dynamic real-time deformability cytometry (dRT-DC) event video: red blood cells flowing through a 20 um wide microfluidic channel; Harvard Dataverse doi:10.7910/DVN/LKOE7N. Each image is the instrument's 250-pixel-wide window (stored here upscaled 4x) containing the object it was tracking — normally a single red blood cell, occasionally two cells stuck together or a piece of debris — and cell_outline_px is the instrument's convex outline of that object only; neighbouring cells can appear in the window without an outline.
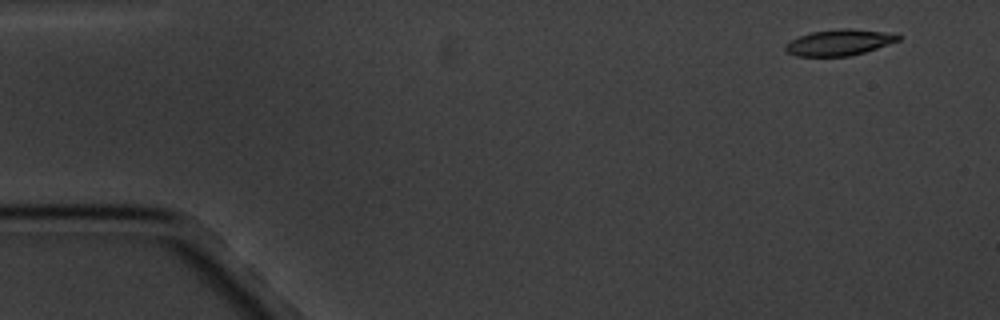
{"species": "common noctule bat (a hibernating species)", "species_latin": "Nyctalus noctula", "temperature_condition": "cold", "stored_images_in_passage": 5, "camera_frame_rate_fps": 3000, "um_per_image_px": 0.085, "animal": {"sex": "male", "body_mass_g": 20.1, "forearm_length_mm": 53.5}, "frame": {"image": 1, "passage_image": 1, "time_ms": 0.0, "image_size_px": [1000, 320], "cell_outline_px": [[900, 40], [864, 52], [848, 56], [796, 56], [788, 52], [784, 48], [784, 44], [800, 36], [812, 32], [840, 28], [848, 28], [900, 32]], "centroid_in_image_um": [71.4, 3.58], "position_along_channel_um": 13.6, "area_um2": 17.28}}
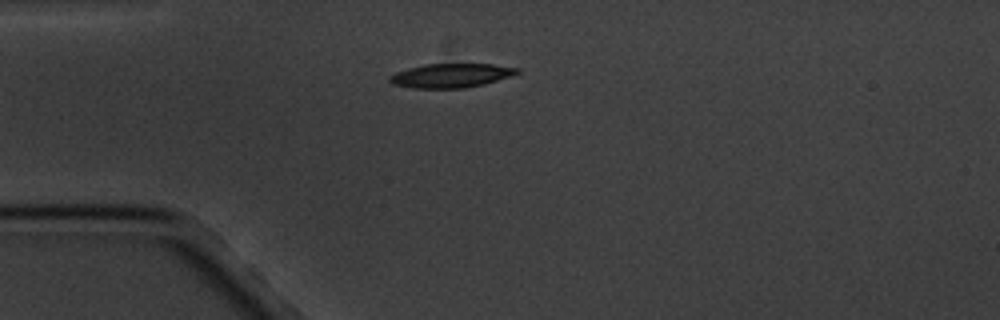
{"frame": {"image": 2, "passage_image": 4, "time_ms": 3.667, "image_size_px": [1000, 320], "cell_outline_px": [[520, 72], [484, 84], [464, 88], [412, 88], [392, 84], [388, 80], [388, 76], [396, 72], [408, 68], [424, 64], [492, 64], [520, 68]], "centroid_in_image_um": [38.28, 6.42], "position_along_channel_um": 46.7, "area_um2": 17.8}}
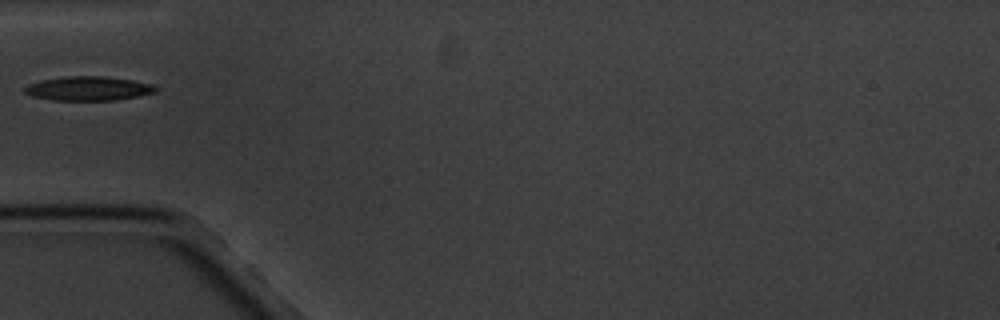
{"frame": {"image": 3, "passage_image": 5, "time_ms": 5.0, "image_size_px": [1000, 320], "cell_outline_px": [[160, 88], [156, 92], [116, 100], [52, 100], [32, 96], [24, 92], [24, 88], [28, 84], [44, 80], [68, 76], [104, 76], [132, 80], [152, 84]], "centroid_in_image_um": [7.54, 7.52], "position_along_channel_um": 77.5, "area_um2": 18.32}}